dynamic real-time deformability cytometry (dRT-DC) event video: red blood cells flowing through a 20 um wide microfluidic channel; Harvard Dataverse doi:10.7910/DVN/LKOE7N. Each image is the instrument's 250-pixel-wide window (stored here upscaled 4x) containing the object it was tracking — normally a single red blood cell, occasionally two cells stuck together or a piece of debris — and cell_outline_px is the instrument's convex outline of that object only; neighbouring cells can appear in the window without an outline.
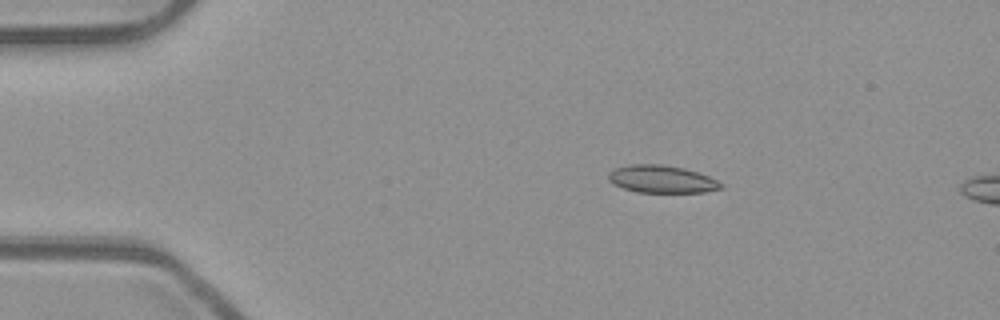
{"species": "common noctule bat (a hibernating species)", "species_latin": "Nyctalus noctula", "temperature_condition": "room temperature", "stored_images_in_passage": 14, "camera_frame_rate_fps": 3000, "um_per_image_px": 0.085, "animal": {"sex": "male", "body_mass_g": 23.1, "forearm_length_mm": 52.7}, "frame": {"image": 1, "passage_image": 10, "time_ms": 3.0, "image_size_px": [1000, 320], "cell_outline_px": [[724, 188], [704, 192], [636, 192], [624, 188], [608, 180], [608, 172], [612, 168], [628, 164], [660, 164], [684, 168], [708, 176], [724, 184]], "centroid_in_image_um": [56.23, 15.22], "position_along_channel_um": 28.8, "area_um2": 18.09}}